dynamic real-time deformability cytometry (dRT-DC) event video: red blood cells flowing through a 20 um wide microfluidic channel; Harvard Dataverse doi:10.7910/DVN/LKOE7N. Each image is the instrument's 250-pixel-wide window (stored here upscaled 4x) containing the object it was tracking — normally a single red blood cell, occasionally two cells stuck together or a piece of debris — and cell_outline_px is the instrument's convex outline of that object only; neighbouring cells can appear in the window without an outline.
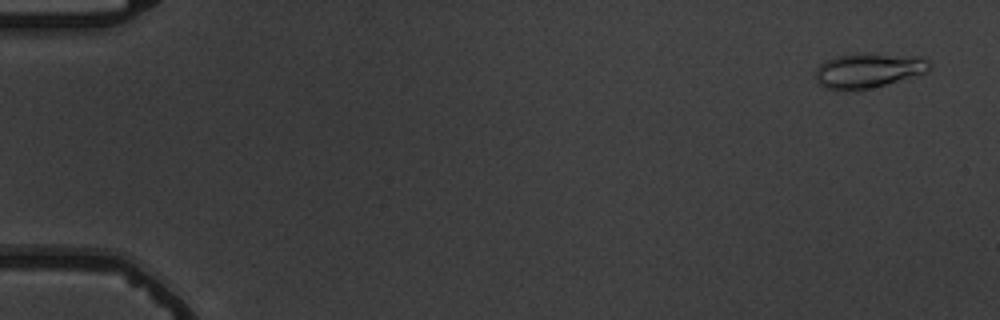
{"species": "common noctule bat (a hibernating species)", "species_latin": "Nyctalus noctula", "temperature_condition": "warm", "stored_images_in_passage": 8, "camera_frame_rate_fps": 3000, "um_per_image_px": 0.085, "animal": {"sex": "male", "body_mass_g": 19.5, "forearm_length_mm": 54.6}, "frame": {"image": 1, "passage_image": 1, "time_ms": 0.0, "image_size_px": [1000, 320], "cell_outline_px": [[932, 64], [928, 72], [884, 84], [868, 88], [824, 88], [816, 84], [816, 68], [820, 64], [836, 56], [924, 56], [932, 60]], "centroid_in_image_um": [73.86, 6.0], "position_along_channel_um": 11.1, "area_um2": 21.85}}
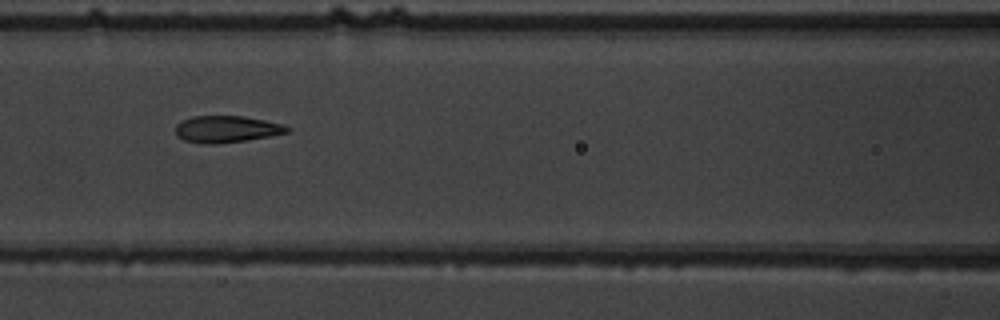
{"frame": {"image": 2, "passage_image": 7, "time_ms": 7.667, "image_size_px": [1000, 320], "cell_outline_px": [[292, 128], [288, 132], [248, 140], [216, 144], [200, 144], [184, 140], [176, 136], [176, 124], [180, 120], [192, 116], [244, 116], [284, 124]], "centroid_in_image_um": [19.23, 10.98], "position_along_channel_um": 147.4, "area_um2": 17.63}}
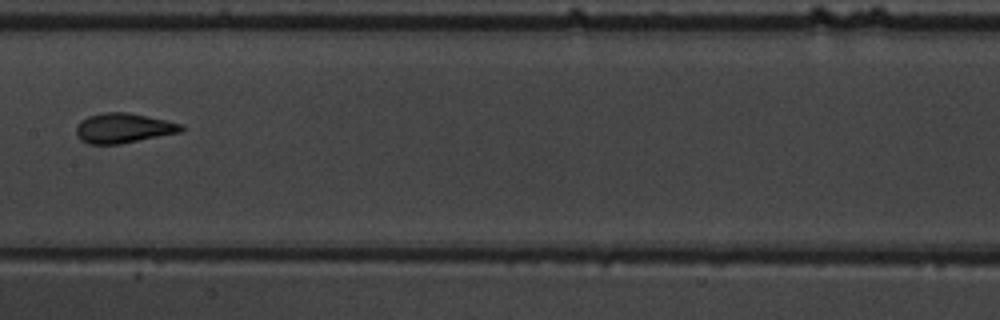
{"frame": {"image": 3, "passage_image": 8, "time_ms": 9.0, "image_size_px": [1000, 320], "cell_outline_px": [[184, 128], [180, 132], [120, 144], [88, 144], [80, 140], [76, 136], [76, 128], [80, 120], [88, 116], [104, 112], [128, 112], [184, 124]], "centroid_in_image_um": [10.46, 10.89], "position_along_channel_um": 196.9, "area_um2": 18.32}}